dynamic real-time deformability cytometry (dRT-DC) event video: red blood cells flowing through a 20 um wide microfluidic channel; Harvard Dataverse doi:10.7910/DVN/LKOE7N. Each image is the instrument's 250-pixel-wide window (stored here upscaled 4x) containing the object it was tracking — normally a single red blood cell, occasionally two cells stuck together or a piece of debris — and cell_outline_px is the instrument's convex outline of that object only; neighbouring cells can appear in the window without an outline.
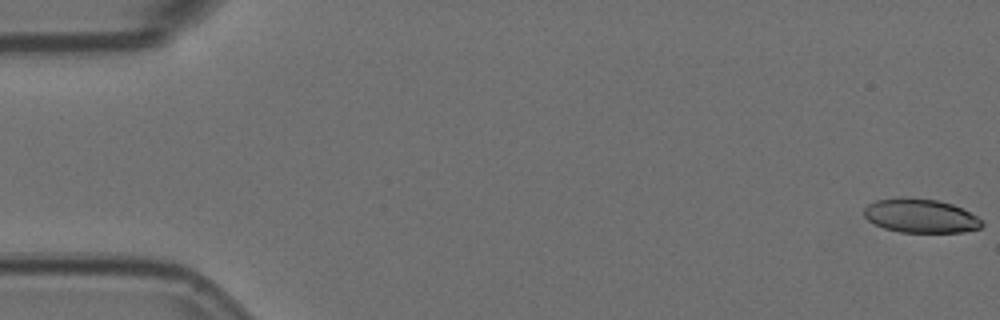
{"species": "Egyptian fruit bat (a non-hibernating species)", "species_latin": "Rousettus aegyptiacus", "temperature_condition": "room temperature", "stored_images_in_passage": 7, "camera_frame_rate_fps": 3000, "um_per_image_px": 0.085, "animal": {"sex": "female"}, "frame": {"image": 1, "passage_image": 1, "time_ms": 0.0, "image_size_px": [1000, 320], "cell_outline_px": [[984, 224], [980, 228], [964, 232], [900, 232], [884, 228], [868, 220], [864, 216], [864, 208], [868, 204], [876, 200], [900, 196], [908, 196], [936, 200], [952, 204], [976, 216]], "centroid_in_image_um": [78.21, 18.33], "position_along_channel_um": 6.8, "area_um2": 23.35}}